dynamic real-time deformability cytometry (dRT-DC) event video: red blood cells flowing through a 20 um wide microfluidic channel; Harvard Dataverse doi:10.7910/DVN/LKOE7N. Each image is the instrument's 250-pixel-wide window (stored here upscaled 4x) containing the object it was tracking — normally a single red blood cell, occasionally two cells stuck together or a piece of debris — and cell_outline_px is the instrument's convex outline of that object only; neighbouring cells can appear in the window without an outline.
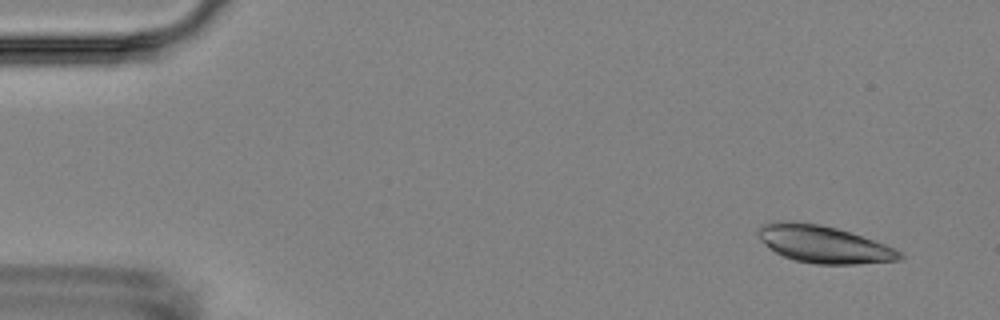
{"species": "Egyptian fruit bat (a non-hibernating species)", "species_latin": "Rousettus aegyptiacus", "temperature_condition": "room temperature", "stored_images_in_passage": 5, "camera_frame_rate_fps": 3000, "um_per_image_px": 0.085, "animal": {"sex": "female"}, "frame": {"image": 1, "passage_image": 1, "time_ms": 0.0, "image_size_px": [1000, 320], "cell_outline_px": [[904, 256], [900, 260], [856, 264], [816, 264], [796, 260], [784, 256], [768, 248], [760, 240], [756, 232], [756, 228], [760, 224], [772, 220], [780, 220], [820, 224], [836, 228], [896, 248]], "centroid_in_image_um": [69.93, 20.74], "position_along_channel_um": 15.1, "area_um2": 30.81}}